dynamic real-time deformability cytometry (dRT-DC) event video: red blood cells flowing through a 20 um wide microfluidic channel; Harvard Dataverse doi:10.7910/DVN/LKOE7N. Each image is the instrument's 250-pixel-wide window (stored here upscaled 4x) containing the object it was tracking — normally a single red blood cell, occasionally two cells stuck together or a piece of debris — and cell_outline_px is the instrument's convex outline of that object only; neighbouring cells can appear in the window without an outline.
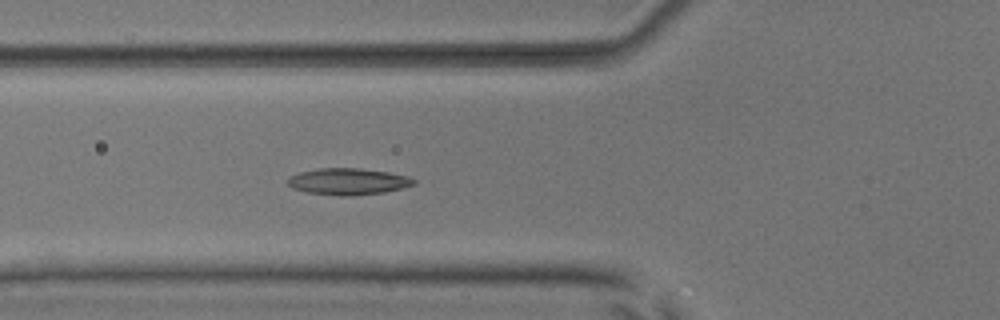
{"species": "common noctule bat (a hibernating species)", "species_latin": "Nyctalus noctula", "temperature_condition": "room temperature", "stored_images_in_passage": 4, "camera_frame_rate_fps": 3000, "um_per_image_px": 0.085, "animal": {"sex": "male", "body_mass_g": 17.9, "forearm_length_mm": 54.2}, "frame": {"image": 1, "passage_image": 4, "time_ms": 4.333, "image_size_px": [1000, 320], "cell_outline_px": [[416, 184], [384, 192], [352, 196], [340, 196], [308, 192], [292, 188], [288, 184], [288, 176], [300, 172], [320, 168], [360, 168], [388, 172], [408, 176], [416, 180]], "centroid_in_image_um": [29.59, 15.42], "position_along_channel_um": 96.2, "area_um2": 19.48}}